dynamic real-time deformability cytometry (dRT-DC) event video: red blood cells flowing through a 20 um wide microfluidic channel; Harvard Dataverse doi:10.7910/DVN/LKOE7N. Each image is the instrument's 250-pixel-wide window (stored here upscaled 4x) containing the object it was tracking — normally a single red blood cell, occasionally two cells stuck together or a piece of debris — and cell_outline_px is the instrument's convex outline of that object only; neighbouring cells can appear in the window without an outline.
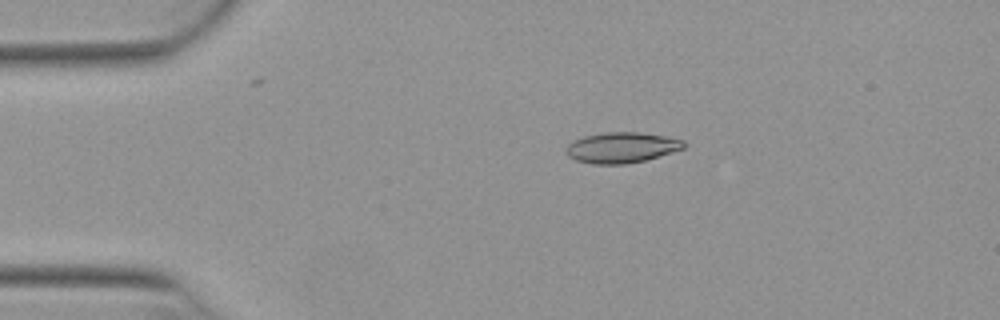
{"species": "Egyptian fruit bat (a non-hibernating species)", "species_latin": "Rousettus aegyptiacus", "temperature_condition": "warm", "stored_images_in_passage": 44, "camera_frame_rate_fps": 3000, "um_per_image_px": 0.085, "animal": {"sex": "female"}, "frame": {"image": 1, "passage_image": 2, "time_ms": 0.333, "image_size_px": [1000, 320], "cell_outline_px": [[688, 144], [684, 148], [672, 152], [644, 160], [624, 164], [592, 164], [576, 160], [568, 156], [564, 152], [568, 144], [584, 136], [604, 132], [640, 132], [664, 136], [684, 140]], "centroid_in_image_um": [52.84, 12.54], "position_along_channel_um": 32.2, "area_um2": 20.98}}
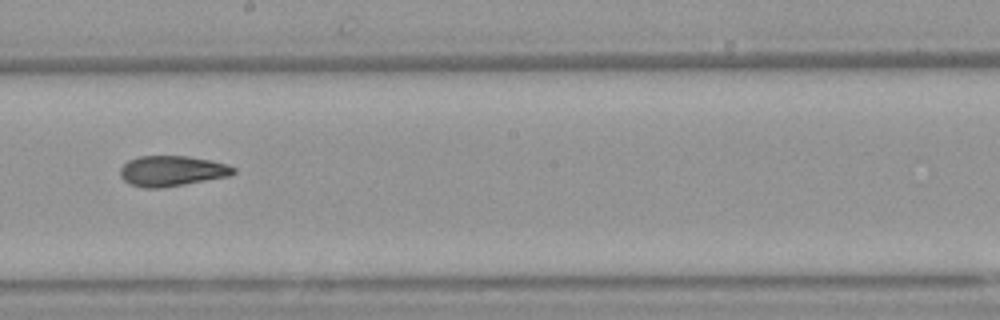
{"frame": {"image": 2, "passage_image": 21, "time_ms": 6.667, "image_size_px": [1000, 320], "cell_outline_px": [[236, 172], [228, 176], [184, 184], [160, 188], [144, 188], [128, 184], [120, 176], [120, 168], [128, 160], [140, 156], [188, 156], [212, 160], [228, 164], [236, 168]], "centroid_in_image_um": [14.6, 14.53], "position_along_channel_um": 233.6, "area_um2": 20.17}}
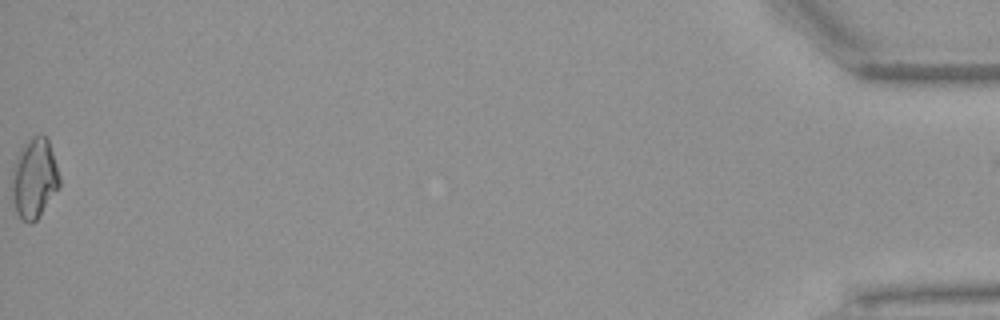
{"frame": {"image": 3, "passage_image": 44, "time_ms": 14.333, "image_size_px": [1000, 320], "cell_outline_px": [[60, 184], [36, 220], [32, 224], [28, 224], [16, 212], [12, 204], [12, 168], [20, 148], [32, 136], [44, 136], [48, 140], [60, 176]], "centroid_in_image_um": [2.88, 15.17], "position_along_channel_um": 432.3, "area_um2": 21.91}, "authors_computed_cell_mechanics": {"area_um2": 20.2011, "velocity_mm_per_s": 3.9327, "shape_relaxation_time_tau1_ms": 11.0424, "shape_relaxation_time_tau2_ms": 3.1633, "deformation_change_tau1": 0.2383, "deformation_change_tau2": 0.0956}}